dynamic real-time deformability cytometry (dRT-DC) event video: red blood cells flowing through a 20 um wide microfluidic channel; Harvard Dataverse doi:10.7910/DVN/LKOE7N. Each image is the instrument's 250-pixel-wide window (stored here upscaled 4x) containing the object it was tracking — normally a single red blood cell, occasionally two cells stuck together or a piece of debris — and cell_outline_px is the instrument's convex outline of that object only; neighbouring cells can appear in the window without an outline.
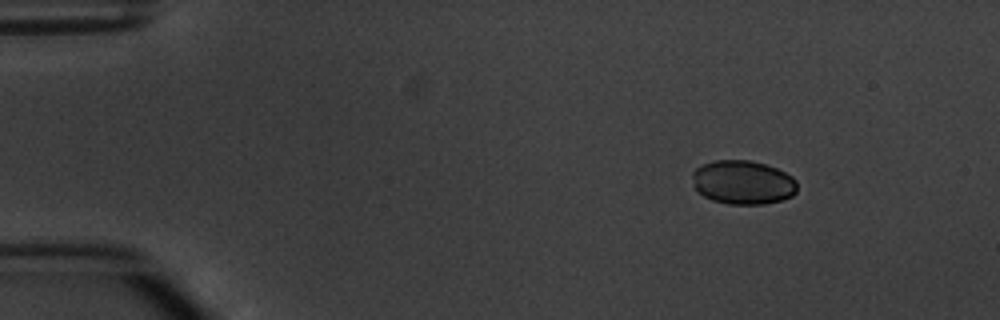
{"species": "common noctule bat (a hibernating species)", "species_latin": "Nyctalus noctula", "temperature_condition": "warm", "stored_images_in_passage": 6, "camera_frame_rate_fps": 3000, "um_per_image_px": 0.085, "animal": {"sex": "male", "body_mass_g": 20.1, "forearm_length_mm": 53.5}, "frame": {"image": 1, "passage_image": 2, "time_ms": 1.0, "image_size_px": [1000, 320], "cell_outline_px": [[796, 192], [792, 196], [784, 200], [764, 204], [728, 204], [712, 200], [704, 196], [696, 188], [692, 176], [692, 172], [700, 164], [716, 160], [752, 160], [776, 168], [792, 176], [796, 180]], "centroid_in_image_um": [63.16, 15.5], "position_along_channel_um": 21.8, "area_um2": 26.93}}